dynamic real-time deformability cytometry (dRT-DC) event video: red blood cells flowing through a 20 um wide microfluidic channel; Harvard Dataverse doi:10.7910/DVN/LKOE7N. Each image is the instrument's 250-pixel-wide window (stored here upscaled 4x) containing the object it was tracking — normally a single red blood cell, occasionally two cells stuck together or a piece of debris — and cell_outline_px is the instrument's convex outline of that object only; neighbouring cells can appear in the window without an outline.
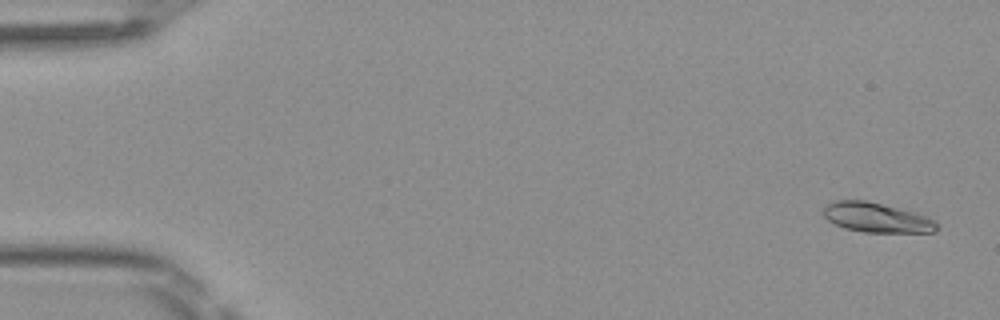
{"species": "Egyptian fruit bat (a non-hibernating species)", "species_latin": "Rousettus aegyptiacus", "temperature_condition": "room temperature", "stored_images_in_passage": 49, "camera_frame_rate_fps": 3000, "um_per_image_px": 0.085, "frame": {"image": 1, "passage_image": 2, "time_ms": 0.333, "image_size_px": [1000, 320], "cell_outline_px": [[940, 228], [936, 232], [864, 232], [844, 228], [828, 220], [820, 212], [828, 204], [836, 200], [864, 200], [928, 216], [936, 220]], "centroid_in_image_um": [74.53, 18.51], "position_along_channel_um": 10.5, "area_um2": 19.54}}
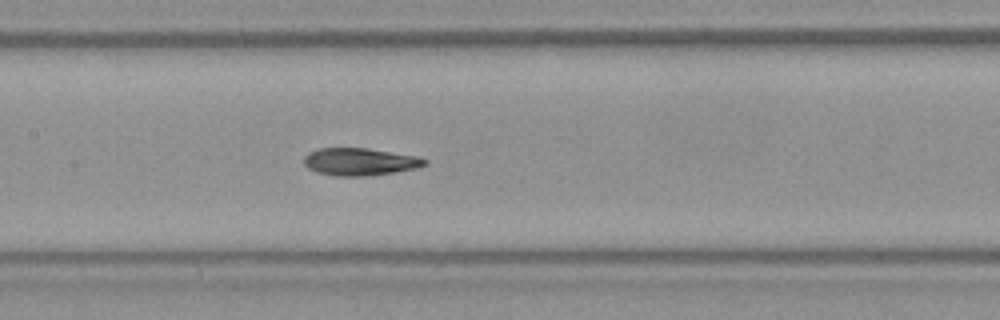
{"frame": {"image": 2, "passage_image": 24, "time_ms": 7.667, "image_size_px": [1000, 320], "cell_outline_px": [[428, 164], [420, 168], [396, 172], [364, 176], [336, 176], [316, 172], [308, 168], [304, 164], [304, 156], [308, 152], [316, 148], [368, 148], [420, 156], [428, 160]], "centroid_in_image_um": [30.63, 13.74], "position_along_channel_um": 176.8, "area_um2": 19.71}}
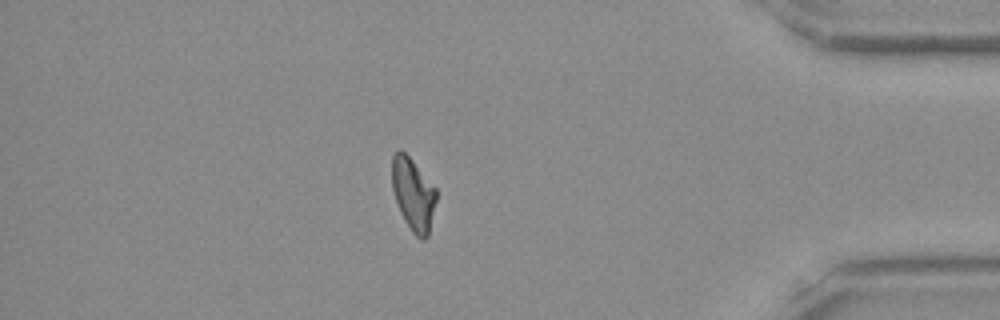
{"frame": {"image": 3, "passage_image": 43, "time_ms": 14.0, "image_size_px": [1000, 320], "cell_outline_px": [[436, 200], [428, 236], [424, 240], [420, 240], [412, 232], [404, 220], [400, 212], [392, 188], [392, 156], [400, 148], [412, 160], [436, 188]], "centroid_in_image_um": [35.12, 16.52], "position_along_channel_um": 400.1, "area_um2": 18.61}, "authors_computed_cell_mechanics": {"area_um2": 19.363, "velocity_mm_per_s": 4.1081, "shape_relaxation_time_tau1_ms": 9.4723, "shape_relaxation_time_tau2_ms": 4.1108, "deformation_change_tau1": 0.2404, "deformation_change_tau2": 0.0918}}